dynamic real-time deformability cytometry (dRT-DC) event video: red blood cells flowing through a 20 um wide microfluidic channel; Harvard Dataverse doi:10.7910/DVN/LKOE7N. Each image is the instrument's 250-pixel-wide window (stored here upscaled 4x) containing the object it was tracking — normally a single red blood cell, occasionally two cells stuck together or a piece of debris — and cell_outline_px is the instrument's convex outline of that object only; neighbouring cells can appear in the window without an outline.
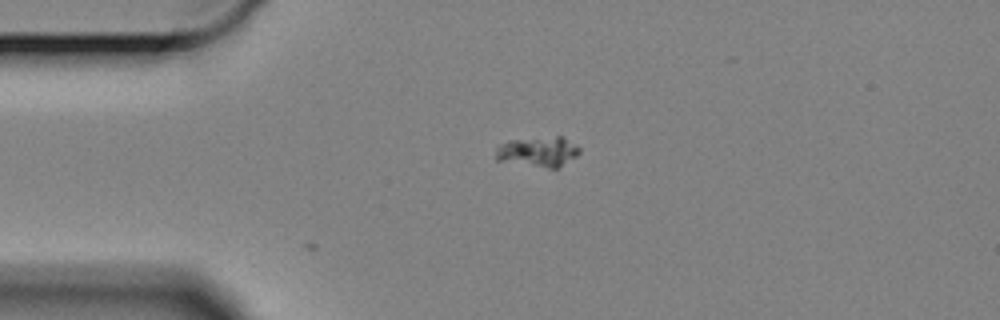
{"species": "Egyptian fruit bat (a non-hibernating species)", "species_latin": "Rousettus aegyptiacus", "temperature_condition": "cold", "stored_images_in_passage": 14, "camera_frame_rate_fps": 3000, "um_per_image_px": 0.085, "animal": {"sex": "female"}, "frame": {"image": 1, "passage_image": 14, "time_ms": 4.333, "image_size_px": [1000, 320], "cell_outline_px": [[580, 152], [576, 156], [560, 168], [548, 168], [496, 160], [496, 148], [500, 144], [508, 140], [556, 136], [564, 136], [576, 144], [580, 148]], "centroid_in_image_um": [45.78, 12.88], "position_along_channel_um": 39.2, "area_um2": 14.85}}